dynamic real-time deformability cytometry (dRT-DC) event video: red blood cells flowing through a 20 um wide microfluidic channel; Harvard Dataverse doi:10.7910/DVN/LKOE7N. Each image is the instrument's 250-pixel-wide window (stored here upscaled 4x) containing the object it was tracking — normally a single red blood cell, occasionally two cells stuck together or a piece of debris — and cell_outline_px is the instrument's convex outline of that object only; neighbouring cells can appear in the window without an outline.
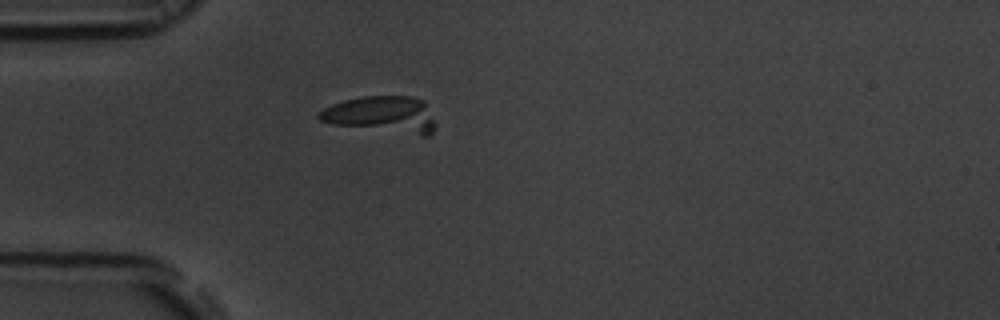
{"species": "common noctule bat (a hibernating species)", "species_latin": "Nyctalus noctula", "temperature_condition": "room temperature", "stored_images_in_passage": 58, "camera_frame_rate_fps": 3000, "um_per_image_px": 0.085, "animal": {"sex": "male", "body_mass_g": 19.5, "forearm_length_mm": 54.6}, "frame": {"image": 1, "passage_image": 18, "time_ms": 5.667, "image_size_px": [1000, 320], "cell_outline_px": [[436, 128], [428, 136], [420, 136], [332, 124], [320, 120], [316, 116], [316, 112], [332, 104], [344, 100], [360, 96], [412, 96], [424, 100], [436, 124]], "centroid_in_image_um": [32.46, 9.74], "position_along_channel_um": 52.5, "area_um2": 25.2}}